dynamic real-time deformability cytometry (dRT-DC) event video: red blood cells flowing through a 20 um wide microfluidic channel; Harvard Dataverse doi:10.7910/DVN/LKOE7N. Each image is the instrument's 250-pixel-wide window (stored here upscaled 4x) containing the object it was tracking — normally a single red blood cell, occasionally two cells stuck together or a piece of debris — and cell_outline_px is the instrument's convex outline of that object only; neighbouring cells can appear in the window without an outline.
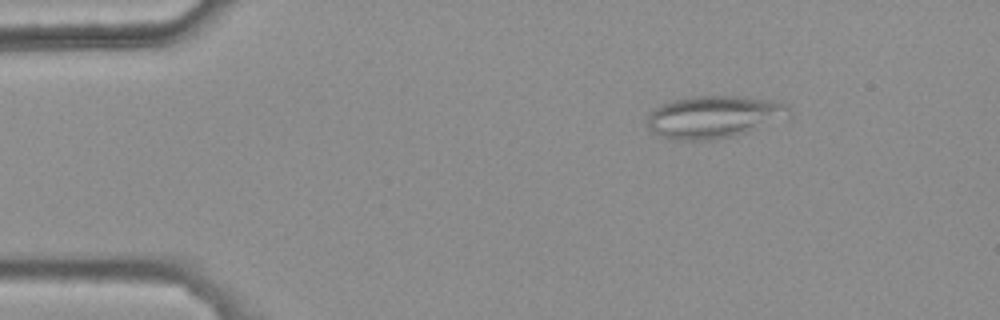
{"species": "common noctule bat (a hibernating species)", "species_latin": "Nyctalus noctula", "temperature_condition": "warm", "stored_images_in_passage": 41, "camera_frame_rate_fps": 3000, "um_per_image_px": 0.085, "animal": {"sex": "female", "body_mass_g": 25.1}, "frame": {"image": 1, "passage_image": 2, "time_ms": 0.333, "image_size_px": [1000, 320], "cell_outline_px": [[792, 116], [748, 132], [732, 136], [712, 140], [680, 140], [660, 136], [652, 132], [648, 124], [648, 116], [656, 108], [672, 100], [688, 96], [740, 96], [780, 100], [792, 104]], "centroid_in_image_um": [60.81, 9.91], "position_along_channel_um": 24.2, "area_um2": 35.55}}
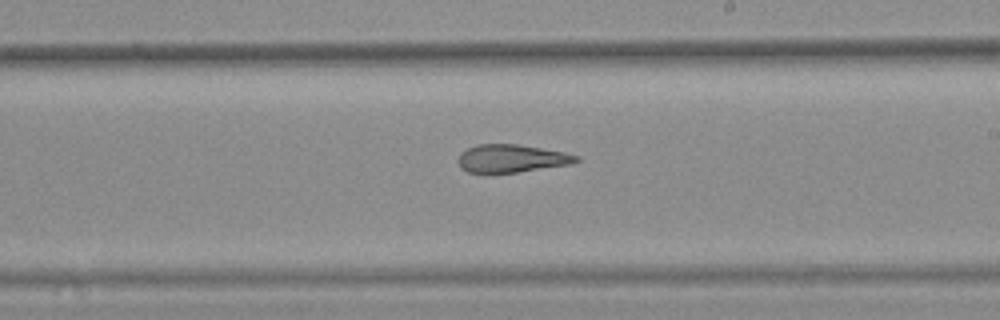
{"frame": {"image": 2, "passage_image": 25, "time_ms": 8.0, "image_size_px": [1000, 320], "cell_outline_px": [[580, 160], [572, 164], [516, 172], [468, 172], [460, 168], [456, 160], [460, 152], [476, 144], [516, 144], [564, 152], [580, 156]], "centroid_in_image_um": [43.45, 13.46], "position_along_channel_um": 245.5, "area_um2": 19.19}}
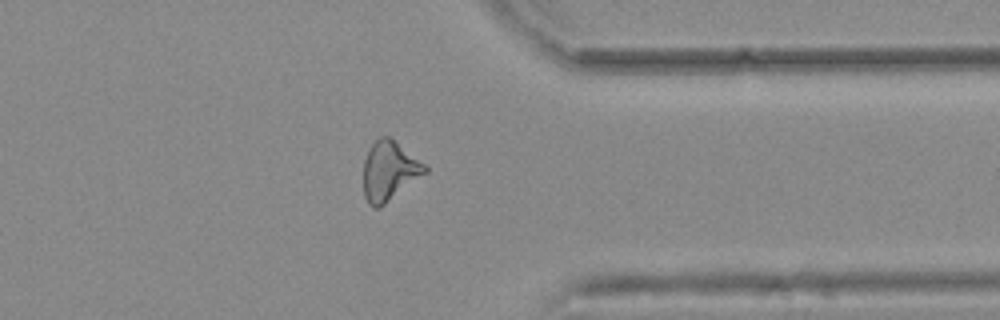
{"frame": {"image": 3, "passage_image": 36, "time_ms": 11.667, "image_size_px": [1000, 320], "cell_outline_px": [[428, 172], [380, 208], [372, 208], [368, 204], [364, 196], [364, 160], [372, 144], [380, 136], [388, 136], [424, 164], [428, 168]], "centroid_in_image_um": [33.08, 14.58], "position_along_channel_um": 378.3, "area_um2": 21.1}, "authors_computed_cell_mechanics": {"area_um2": 20.9814, "velocity_mm_per_s": 3.7968, "shape_relaxation_time_tau1_ms": null, "shape_relaxation_time_tau2_ms": 3.0581, "deformation_change_tau1": null, "deformation_change_tau2": 0.1371}}